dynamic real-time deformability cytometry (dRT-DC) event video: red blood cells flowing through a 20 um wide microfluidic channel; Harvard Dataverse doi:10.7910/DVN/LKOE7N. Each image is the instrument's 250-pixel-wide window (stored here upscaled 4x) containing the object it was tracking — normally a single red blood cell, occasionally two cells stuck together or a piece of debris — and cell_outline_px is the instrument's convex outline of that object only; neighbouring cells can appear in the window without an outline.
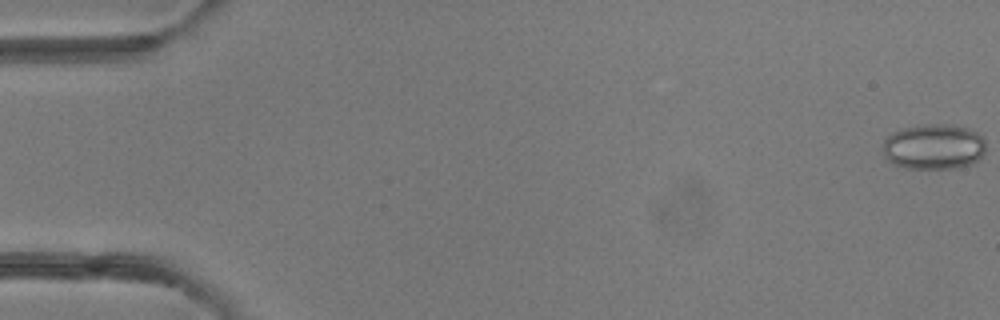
{"species": "common noctule bat (a hibernating species)", "species_latin": "Nyctalus noctula", "temperature_condition": "room temperature", "stored_images_in_passage": 49, "camera_frame_rate_fps": 3000, "um_per_image_px": 0.085, "animal": {"sex": "female"}, "frame": {"image": 1, "passage_image": 1, "time_ms": 0.0, "image_size_px": [1000, 320], "cell_outline_px": [[984, 152], [972, 164], [956, 168], [908, 168], [892, 164], [884, 156], [884, 140], [892, 132], [904, 128], [928, 124], [948, 124], [968, 128], [984, 136]], "centroid_in_image_um": [79.37, 12.47], "position_along_channel_um": 5.6, "area_um2": 27.22}}
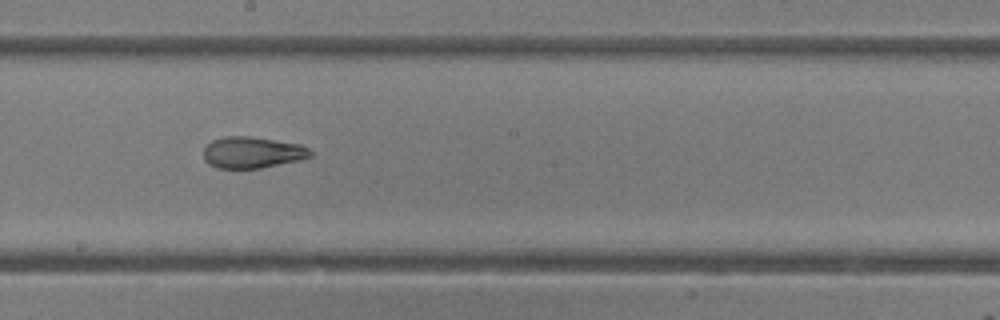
{"frame": {"image": 2, "passage_image": 28, "time_ms": 9.0, "image_size_px": [1000, 320], "cell_outline_px": [[312, 156], [300, 160], [260, 168], [216, 168], [208, 164], [204, 160], [204, 148], [212, 140], [224, 136], [248, 136], [300, 144], [308, 148], [312, 152]], "centroid_in_image_um": [21.43, 12.96], "position_along_channel_um": 226.8, "area_um2": 19.54}}
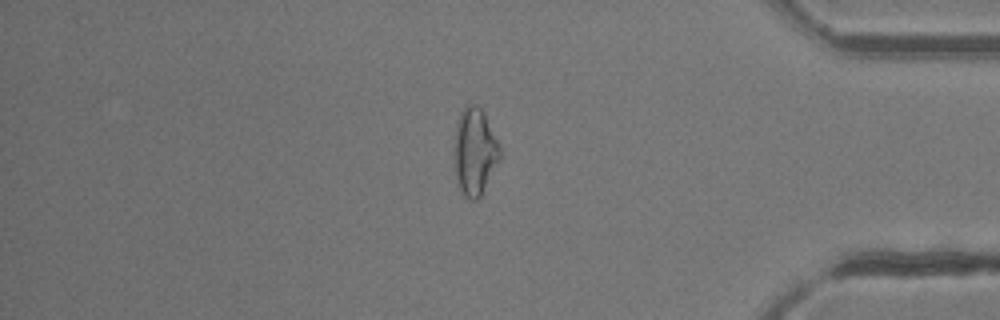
{"frame": {"image": 3, "passage_image": 42, "time_ms": 13.667, "image_size_px": [1000, 320], "cell_outline_px": [[500, 160], [480, 196], [476, 200], [468, 200], [464, 196], [460, 188], [456, 176], [456, 128], [460, 112], [464, 104], [476, 104], [484, 112], [500, 148]], "centroid_in_image_um": [40.37, 12.87], "position_along_channel_um": 394.8, "area_um2": 22.66}, "authors_computed_cell_mechanics": {"area_um2": 22.6576, "velocity_mm_per_s": 4.2479, "shape_relaxation_time_tau1_ms": 9.4394, "shape_relaxation_time_tau2_ms": 2.5832, "deformation_change_tau1": 0.2095, "deformation_change_tau2": 0.0974}}